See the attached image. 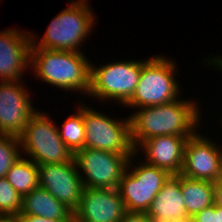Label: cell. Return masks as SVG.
Instances as JSON below:
<instances>
[{
    "mask_svg": "<svg viewBox=\"0 0 222 222\" xmlns=\"http://www.w3.org/2000/svg\"><path fill=\"white\" fill-rule=\"evenodd\" d=\"M89 0H78V1H73V0H71V2L70 1H68L69 3L68 4H79V3H81V2H88Z\"/></svg>",
    "mask_w": 222,
    "mask_h": 222,
    "instance_id": "30",
    "label": "cell"
},
{
    "mask_svg": "<svg viewBox=\"0 0 222 222\" xmlns=\"http://www.w3.org/2000/svg\"><path fill=\"white\" fill-rule=\"evenodd\" d=\"M132 155L83 148L75 153L74 160L84 187L118 189Z\"/></svg>",
    "mask_w": 222,
    "mask_h": 222,
    "instance_id": "9",
    "label": "cell"
},
{
    "mask_svg": "<svg viewBox=\"0 0 222 222\" xmlns=\"http://www.w3.org/2000/svg\"><path fill=\"white\" fill-rule=\"evenodd\" d=\"M39 186L74 212L80 202L82 179L75 160L70 163L38 165Z\"/></svg>",
    "mask_w": 222,
    "mask_h": 222,
    "instance_id": "12",
    "label": "cell"
},
{
    "mask_svg": "<svg viewBox=\"0 0 222 222\" xmlns=\"http://www.w3.org/2000/svg\"><path fill=\"white\" fill-rule=\"evenodd\" d=\"M178 67L171 58L156 55L150 57L142 66L139 82L132 98L124 105L126 108H143L171 103L180 96L177 77Z\"/></svg>",
    "mask_w": 222,
    "mask_h": 222,
    "instance_id": "4",
    "label": "cell"
},
{
    "mask_svg": "<svg viewBox=\"0 0 222 222\" xmlns=\"http://www.w3.org/2000/svg\"><path fill=\"white\" fill-rule=\"evenodd\" d=\"M82 116L85 128V148L117 154L135 153L130 137L129 116L118 120L113 119L86 104H82Z\"/></svg>",
    "mask_w": 222,
    "mask_h": 222,
    "instance_id": "8",
    "label": "cell"
},
{
    "mask_svg": "<svg viewBox=\"0 0 222 222\" xmlns=\"http://www.w3.org/2000/svg\"><path fill=\"white\" fill-rule=\"evenodd\" d=\"M203 62L205 63V62H207L208 64H209V66H213V68H214V66H215V68H217L219 71H221L222 72V55L220 56V55H216V56H214L213 58L212 57H209V59L207 60V59H205L204 61H202V64H203ZM221 121H222V119H220Z\"/></svg>",
    "mask_w": 222,
    "mask_h": 222,
    "instance_id": "27",
    "label": "cell"
},
{
    "mask_svg": "<svg viewBox=\"0 0 222 222\" xmlns=\"http://www.w3.org/2000/svg\"><path fill=\"white\" fill-rule=\"evenodd\" d=\"M76 114L65 119L62 128H58L60 138L64 144L75 154L85 148V128L83 124L82 105L79 104Z\"/></svg>",
    "mask_w": 222,
    "mask_h": 222,
    "instance_id": "20",
    "label": "cell"
},
{
    "mask_svg": "<svg viewBox=\"0 0 222 222\" xmlns=\"http://www.w3.org/2000/svg\"><path fill=\"white\" fill-rule=\"evenodd\" d=\"M188 138L176 135L155 136L145 140L135 152L138 154L143 151L144 161L150 165L164 169L170 174H180Z\"/></svg>",
    "mask_w": 222,
    "mask_h": 222,
    "instance_id": "15",
    "label": "cell"
},
{
    "mask_svg": "<svg viewBox=\"0 0 222 222\" xmlns=\"http://www.w3.org/2000/svg\"><path fill=\"white\" fill-rule=\"evenodd\" d=\"M126 209L118 189L84 187L74 222H120Z\"/></svg>",
    "mask_w": 222,
    "mask_h": 222,
    "instance_id": "13",
    "label": "cell"
},
{
    "mask_svg": "<svg viewBox=\"0 0 222 222\" xmlns=\"http://www.w3.org/2000/svg\"><path fill=\"white\" fill-rule=\"evenodd\" d=\"M120 222H153L146 213L126 212Z\"/></svg>",
    "mask_w": 222,
    "mask_h": 222,
    "instance_id": "24",
    "label": "cell"
},
{
    "mask_svg": "<svg viewBox=\"0 0 222 222\" xmlns=\"http://www.w3.org/2000/svg\"><path fill=\"white\" fill-rule=\"evenodd\" d=\"M200 131L187 139L181 175L210 182L222 176V147ZM220 147V148H219Z\"/></svg>",
    "mask_w": 222,
    "mask_h": 222,
    "instance_id": "11",
    "label": "cell"
},
{
    "mask_svg": "<svg viewBox=\"0 0 222 222\" xmlns=\"http://www.w3.org/2000/svg\"><path fill=\"white\" fill-rule=\"evenodd\" d=\"M84 52L31 48L30 70L42 82L65 91L88 96L91 89V61ZM33 67V69H32Z\"/></svg>",
    "mask_w": 222,
    "mask_h": 222,
    "instance_id": "2",
    "label": "cell"
},
{
    "mask_svg": "<svg viewBox=\"0 0 222 222\" xmlns=\"http://www.w3.org/2000/svg\"><path fill=\"white\" fill-rule=\"evenodd\" d=\"M23 198L8 182L6 177L0 178V216H17L22 210Z\"/></svg>",
    "mask_w": 222,
    "mask_h": 222,
    "instance_id": "22",
    "label": "cell"
},
{
    "mask_svg": "<svg viewBox=\"0 0 222 222\" xmlns=\"http://www.w3.org/2000/svg\"><path fill=\"white\" fill-rule=\"evenodd\" d=\"M6 179L23 198L39 186L38 165L21 156L7 172Z\"/></svg>",
    "mask_w": 222,
    "mask_h": 222,
    "instance_id": "19",
    "label": "cell"
},
{
    "mask_svg": "<svg viewBox=\"0 0 222 222\" xmlns=\"http://www.w3.org/2000/svg\"><path fill=\"white\" fill-rule=\"evenodd\" d=\"M24 81H0V135L20 137L31 117L38 111ZM28 92L30 94L28 95Z\"/></svg>",
    "mask_w": 222,
    "mask_h": 222,
    "instance_id": "10",
    "label": "cell"
},
{
    "mask_svg": "<svg viewBox=\"0 0 222 222\" xmlns=\"http://www.w3.org/2000/svg\"><path fill=\"white\" fill-rule=\"evenodd\" d=\"M144 60H123L91 64V89L88 96L99 101H118L121 106L131 98L139 82Z\"/></svg>",
    "mask_w": 222,
    "mask_h": 222,
    "instance_id": "6",
    "label": "cell"
},
{
    "mask_svg": "<svg viewBox=\"0 0 222 222\" xmlns=\"http://www.w3.org/2000/svg\"><path fill=\"white\" fill-rule=\"evenodd\" d=\"M146 214L153 222H190L185 210L181 174H171Z\"/></svg>",
    "mask_w": 222,
    "mask_h": 222,
    "instance_id": "16",
    "label": "cell"
},
{
    "mask_svg": "<svg viewBox=\"0 0 222 222\" xmlns=\"http://www.w3.org/2000/svg\"><path fill=\"white\" fill-rule=\"evenodd\" d=\"M198 108L200 106L198 107L195 99L187 98L138 108L137 112L129 115L133 148L136 150L145 140L155 136H193L201 125V113Z\"/></svg>",
    "mask_w": 222,
    "mask_h": 222,
    "instance_id": "1",
    "label": "cell"
},
{
    "mask_svg": "<svg viewBox=\"0 0 222 222\" xmlns=\"http://www.w3.org/2000/svg\"><path fill=\"white\" fill-rule=\"evenodd\" d=\"M49 115L37 111L19 137L22 154L37 165L70 163L75 154L60 138L57 125Z\"/></svg>",
    "mask_w": 222,
    "mask_h": 222,
    "instance_id": "5",
    "label": "cell"
},
{
    "mask_svg": "<svg viewBox=\"0 0 222 222\" xmlns=\"http://www.w3.org/2000/svg\"><path fill=\"white\" fill-rule=\"evenodd\" d=\"M20 140L18 137L0 135V178L6 177L10 168L22 156Z\"/></svg>",
    "mask_w": 222,
    "mask_h": 222,
    "instance_id": "21",
    "label": "cell"
},
{
    "mask_svg": "<svg viewBox=\"0 0 222 222\" xmlns=\"http://www.w3.org/2000/svg\"><path fill=\"white\" fill-rule=\"evenodd\" d=\"M19 215L40 216L49 220H74L73 212L40 186L23 197Z\"/></svg>",
    "mask_w": 222,
    "mask_h": 222,
    "instance_id": "17",
    "label": "cell"
},
{
    "mask_svg": "<svg viewBox=\"0 0 222 222\" xmlns=\"http://www.w3.org/2000/svg\"><path fill=\"white\" fill-rule=\"evenodd\" d=\"M190 222H218V214H216V204L204 208L198 212Z\"/></svg>",
    "mask_w": 222,
    "mask_h": 222,
    "instance_id": "23",
    "label": "cell"
},
{
    "mask_svg": "<svg viewBox=\"0 0 222 222\" xmlns=\"http://www.w3.org/2000/svg\"><path fill=\"white\" fill-rule=\"evenodd\" d=\"M181 190L187 216L191 219L204 208L215 204L214 183L181 175Z\"/></svg>",
    "mask_w": 222,
    "mask_h": 222,
    "instance_id": "18",
    "label": "cell"
},
{
    "mask_svg": "<svg viewBox=\"0 0 222 222\" xmlns=\"http://www.w3.org/2000/svg\"><path fill=\"white\" fill-rule=\"evenodd\" d=\"M31 48L30 31H0V81L23 80V73L31 69Z\"/></svg>",
    "mask_w": 222,
    "mask_h": 222,
    "instance_id": "14",
    "label": "cell"
},
{
    "mask_svg": "<svg viewBox=\"0 0 222 222\" xmlns=\"http://www.w3.org/2000/svg\"><path fill=\"white\" fill-rule=\"evenodd\" d=\"M17 222H74V220H49L40 216L17 215Z\"/></svg>",
    "mask_w": 222,
    "mask_h": 222,
    "instance_id": "25",
    "label": "cell"
},
{
    "mask_svg": "<svg viewBox=\"0 0 222 222\" xmlns=\"http://www.w3.org/2000/svg\"><path fill=\"white\" fill-rule=\"evenodd\" d=\"M216 214H218V222H222V207L216 205Z\"/></svg>",
    "mask_w": 222,
    "mask_h": 222,
    "instance_id": "29",
    "label": "cell"
},
{
    "mask_svg": "<svg viewBox=\"0 0 222 222\" xmlns=\"http://www.w3.org/2000/svg\"><path fill=\"white\" fill-rule=\"evenodd\" d=\"M88 4H68V7L49 22L44 36L39 41L38 37L30 32L32 48L82 52L81 43L89 37L92 27L96 24V16Z\"/></svg>",
    "mask_w": 222,
    "mask_h": 222,
    "instance_id": "3",
    "label": "cell"
},
{
    "mask_svg": "<svg viewBox=\"0 0 222 222\" xmlns=\"http://www.w3.org/2000/svg\"><path fill=\"white\" fill-rule=\"evenodd\" d=\"M215 204L222 207V176L214 182Z\"/></svg>",
    "mask_w": 222,
    "mask_h": 222,
    "instance_id": "26",
    "label": "cell"
},
{
    "mask_svg": "<svg viewBox=\"0 0 222 222\" xmlns=\"http://www.w3.org/2000/svg\"><path fill=\"white\" fill-rule=\"evenodd\" d=\"M136 152L129 158L122 174L118 190L126 212L146 213L165 181L171 175L168 171L150 165L142 160L133 165ZM144 162V163H143ZM134 166V167H132Z\"/></svg>",
    "mask_w": 222,
    "mask_h": 222,
    "instance_id": "7",
    "label": "cell"
},
{
    "mask_svg": "<svg viewBox=\"0 0 222 222\" xmlns=\"http://www.w3.org/2000/svg\"><path fill=\"white\" fill-rule=\"evenodd\" d=\"M0 222H17L16 216H0Z\"/></svg>",
    "mask_w": 222,
    "mask_h": 222,
    "instance_id": "28",
    "label": "cell"
}]
</instances>
